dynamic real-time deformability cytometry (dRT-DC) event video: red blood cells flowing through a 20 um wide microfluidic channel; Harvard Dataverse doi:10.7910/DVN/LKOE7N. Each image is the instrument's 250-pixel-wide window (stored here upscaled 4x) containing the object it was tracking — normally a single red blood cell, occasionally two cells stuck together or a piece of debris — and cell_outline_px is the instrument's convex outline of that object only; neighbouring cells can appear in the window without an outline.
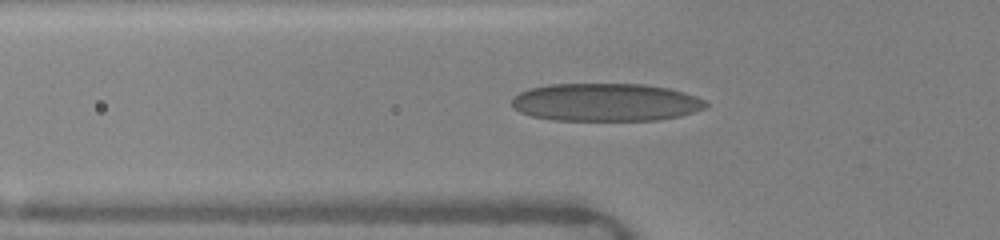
{"species": "human", "species_latin": "Homo sapiens", "temperature_condition": "warm", "stored_images_in_passage": 40, "camera_frame_rate_fps": 3000, "um_per_image_px": 0.085, "donor": {"sex": "female"}, "frame": {"image": 1, "passage_image": 13, "time_ms": 4.333, "image_size_px": [1000, 240], "cell_outline_px": [[708, 104], [704, 108], [680, 116], [656, 120], [552, 120], [532, 116], [520, 112], [512, 104], [512, 100], [520, 92], [528, 88], [548, 84], [644, 84], [668, 88], [684, 92], [696, 96], [704, 100]], "centroid_in_image_um": [51.48, 8.69], "position_along_channel_um": 74.3, "area_um2": 42.77}}
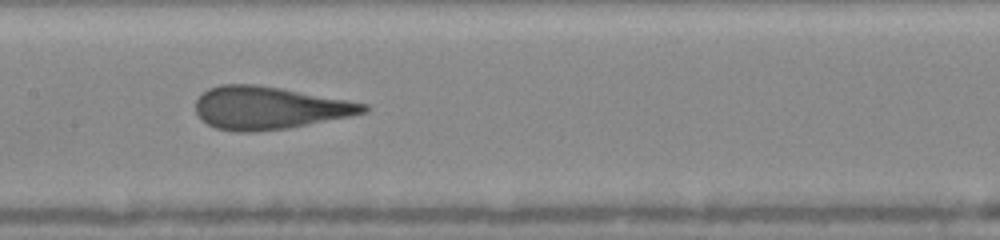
{"frame": {"image": 2, "passage_image": 20, "time_ms": 7.0, "image_size_px": [1000, 240], "cell_outline_px": [[368, 112], [288, 128], [252, 132], [236, 132], [216, 128], [208, 124], [196, 112], [196, 100], [208, 88], [220, 84], [252, 84], [280, 88], [348, 100], [368, 104]], "centroid_in_image_um": [22.86, 9.17], "position_along_channel_um": 184.5, "area_um2": 41.38}}
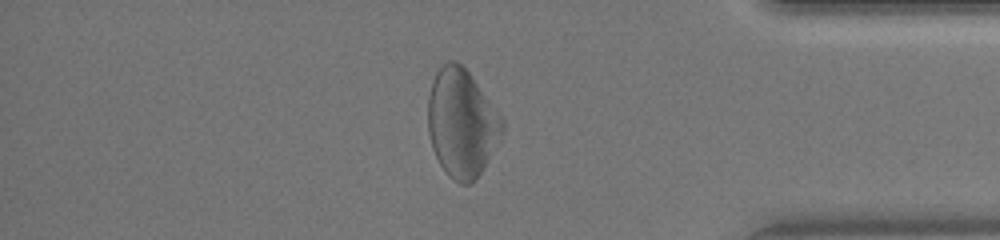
{"frame": {"image": 3, "passage_image": 37, "time_ms": 12.667, "image_size_px": [1000, 240], "cell_outline_px": [[504, 132], [484, 168], [476, 180], [468, 184], [460, 184], [452, 180], [448, 176], [440, 164], [432, 148], [428, 132], [428, 96], [432, 80], [436, 72], [448, 60], [456, 60], [468, 72], [504, 120]], "centroid_in_image_um": [39.24, 10.5], "position_along_channel_um": 396.0, "area_um2": 46.82}, "authors_computed_cell_mechanics": {"area_um2": 43.2633, "velocity_mm_per_s": 4.1039, "shape_relaxation_time_tau1_ms": 3.2779, "shape_relaxation_time_tau2_ms": 0.6584, "deformation_change_tau1": 0.1452, "deformation_change_tau2": 0.0826}}